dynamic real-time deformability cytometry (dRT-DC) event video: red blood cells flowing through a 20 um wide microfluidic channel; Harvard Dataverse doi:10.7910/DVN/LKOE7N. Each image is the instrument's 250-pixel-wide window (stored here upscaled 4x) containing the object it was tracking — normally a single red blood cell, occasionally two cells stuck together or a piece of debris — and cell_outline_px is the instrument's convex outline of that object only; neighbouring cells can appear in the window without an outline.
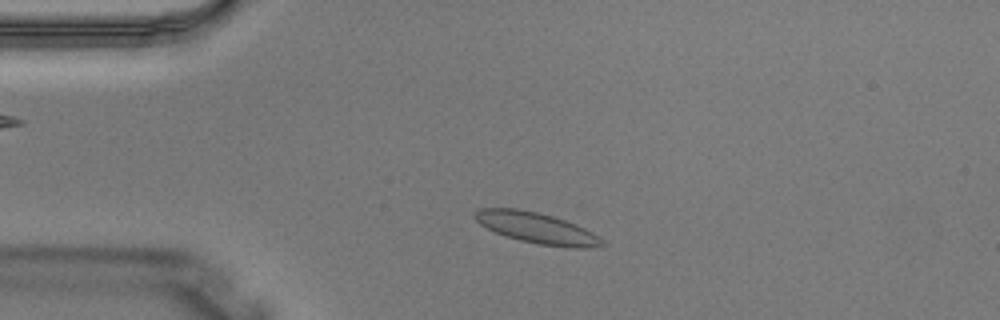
{"species": "Egyptian fruit bat (a non-hibernating species)", "species_latin": "Rousettus aegyptiacus", "temperature_condition": "warm", "stored_images_in_passage": 2, "camera_frame_rate_fps": 3000, "um_per_image_px": 0.085, "animal": {"sex": "male"}, "frame": {"image": 1, "passage_image": 1, "time_ms": 0.0, "image_size_px": [1000, 320], "cell_outline_px": [[604, 244], [592, 248], [572, 248], [536, 244], [520, 240], [496, 232], [480, 224], [472, 216], [472, 212], [480, 208], [516, 208], [536, 212], [552, 216], [576, 224], [592, 232], [604, 240]], "centroid_in_image_um": [45.61, 19.38], "position_along_channel_um": 39.4, "area_um2": 22.83}}